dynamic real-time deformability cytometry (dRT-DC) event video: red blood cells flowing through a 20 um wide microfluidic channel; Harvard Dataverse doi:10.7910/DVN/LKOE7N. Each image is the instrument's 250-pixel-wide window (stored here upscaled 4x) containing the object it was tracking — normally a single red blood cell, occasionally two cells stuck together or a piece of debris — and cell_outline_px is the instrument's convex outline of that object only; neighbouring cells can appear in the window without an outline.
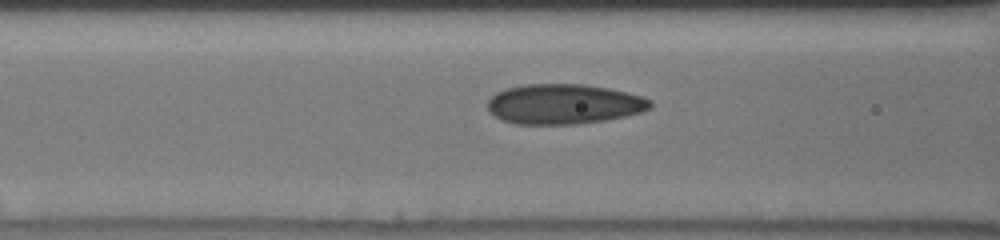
{"species": "human", "species_latin": "Homo sapiens", "temperature_condition": "cold", "stored_images_in_passage": 30, "camera_frame_rate_fps": 3000, "um_per_image_px": 0.085, "donor": {"sex": "male"}, "frame": {"image": 1, "passage_image": 13, "time_ms": 3.667, "image_size_px": [1000, 240], "cell_outline_px": [[652, 108], [640, 112], [624, 116], [604, 120], [576, 124], [516, 124], [504, 120], [496, 116], [488, 108], [488, 100], [496, 92], [504, 88], [524, 84], [584, 84], [608, 88], [640, 96], [652, 100]], "centroid_in_image_um": [47.92, 8.84], "position_along_channel_um": 118.7, "area_um2": 37.8}}
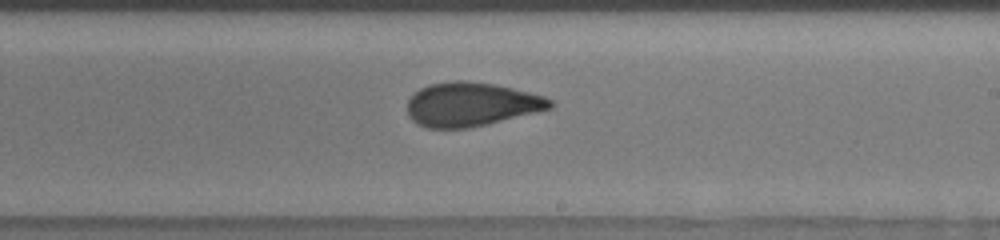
{"frame": {"image": 2, "passage_image": 27, "time_ms": 7.0, "image_size_px": [1000, 240], "cell_outline_px": [[556, 104], [552, 108], [488, 124], [468, 128], [428, 128], [412, 120], [408, 116], [408, 100], [420, 88], [432, 84], [452, 80], [464, 80], [496, 84], [544, 96], [552, 100]], "centroid_in_image_um": [40.07, 8.86], "position_along_channel_um": 248.9, "area_um2": 36.47}}
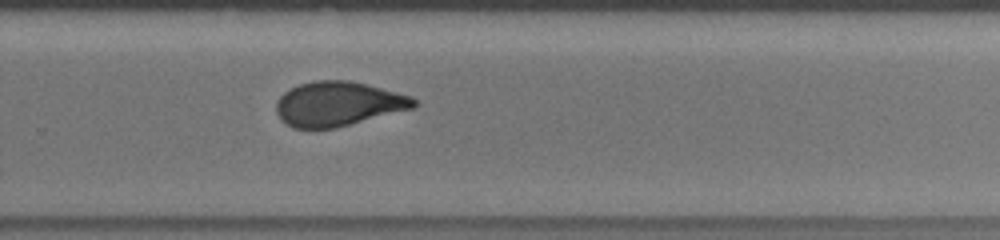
{"frame": {"image": 3, "passage_image": 30, "time_ms": 8.333, "image_size_px": [1000, 240], "cell_outline_px": [[416, 108], [336, 128], [292, 128], [284, 124], [280, 120], [276, 112], [276, 104], [280, 96], [284, 92], [300, 84], [316, 80], [348, 80], [412, 96], [416, 100]], "centroid_in_image_um": [28.74, 8.85], "position_along_channel_um": 301.1, "area_um2": 35.78}}